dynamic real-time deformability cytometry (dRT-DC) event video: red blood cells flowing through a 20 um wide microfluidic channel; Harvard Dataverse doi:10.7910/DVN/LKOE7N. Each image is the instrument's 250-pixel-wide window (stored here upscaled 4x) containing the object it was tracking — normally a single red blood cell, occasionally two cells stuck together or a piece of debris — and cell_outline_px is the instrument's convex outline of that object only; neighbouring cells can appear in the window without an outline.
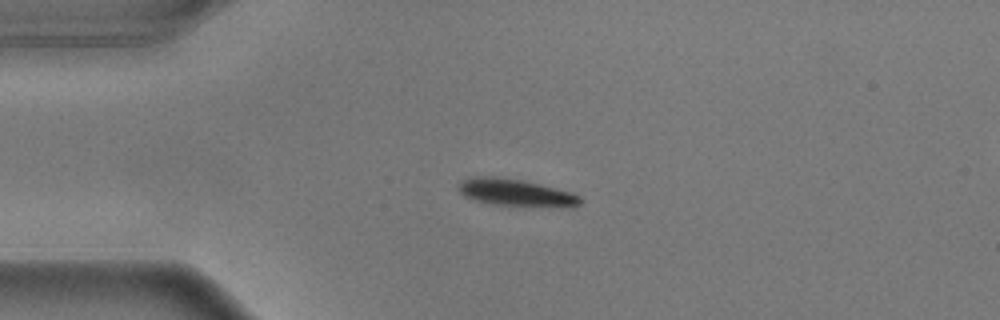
{"species": "common noctule bat (a hibernating species)", "species_latin": "Nyctalus noctula", "temperature_condition": "warm", "stored_images_in_passage": 44, "camera_frame_rate_fps": 3000, "um_per_image_px": 0.085, "animal": {"sex": "male", "body_mass_g": 17.9}, "frame": {"image": 1, "passage_image": 1, "time_ms": 0.0, "image_size_px": [1000, 320], "cell_outline_px": [[584, 200], [576, 208], [568, 208], [500, 204], [476, 200], [464, 196], [456, 188], [468, 176], [492, 176], [520, 180], [540, 184], [572, 192], [580, 196]], "centroid_in_image_um": [43.94, 16.38], "position_along_channel_um": 41.1, "area_um2": 19.31}}
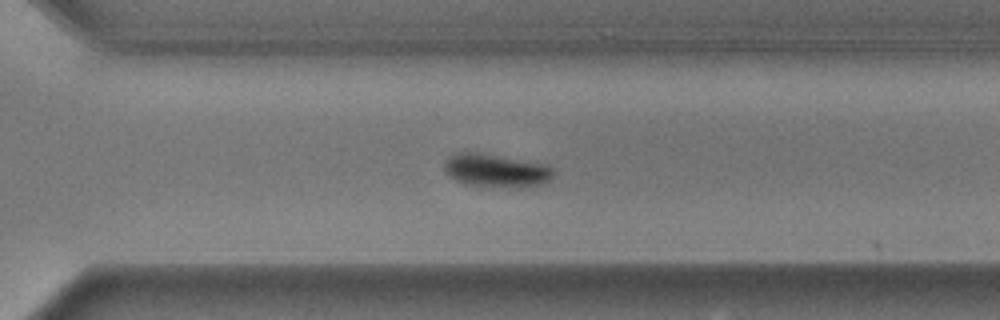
{"frame": {"image": 2, "passage_image": 27, "time_ms": 8.667, "image_size_px": [1000, 320], "cell_outline_px": [[556, 172], [548, 180], [540, 184], [516, 188], [464, 184], [448, 176], [444, 172], [444, 160], [456, 152], [476, 152], [544, 164], [552, 168]], "centroid_in_image_um": [42.11, 14.5], "position_along_channel_um": 328.5, "area_um2": 21.04}}
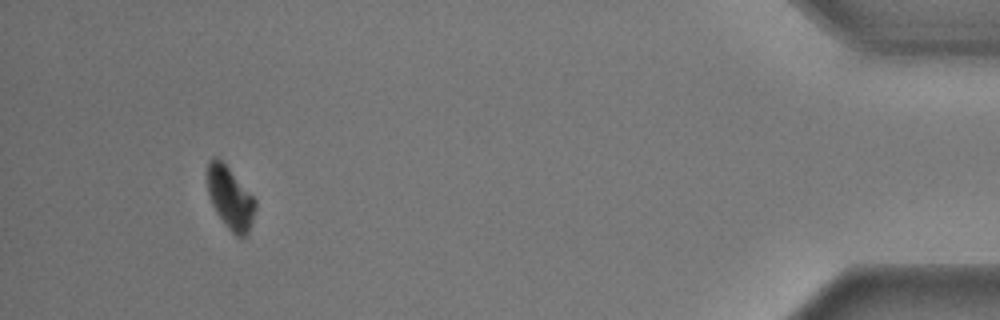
{"frame": {"image": 3, "passage_image": 40, "time_ms": 13.0, "image_size_px": [1000, 320], "cell_outline_px": [[256, 208], [248, 232], [244, 236], [236, 236], [228, 228], [216, 212], [212, 204], [208, 192], [208, 160], [212, 156], [220, 156], [256, 200]], "centroid_in_image_um": [19.56, 16.76], "position_along_channel_um": 415.6, "area_um2": 17.46}, "authors_computed_cell_mechanics": {"area_um2": 21.1259, "velocity_mm_per_s": 3.5908, "shape_relaxation_time_tau1_ms": 2.3434, "shape_relaxation_time_tau2_ms": null, "deformation_change_tau1": 0.1393, "deformation_change_tau2": null}}